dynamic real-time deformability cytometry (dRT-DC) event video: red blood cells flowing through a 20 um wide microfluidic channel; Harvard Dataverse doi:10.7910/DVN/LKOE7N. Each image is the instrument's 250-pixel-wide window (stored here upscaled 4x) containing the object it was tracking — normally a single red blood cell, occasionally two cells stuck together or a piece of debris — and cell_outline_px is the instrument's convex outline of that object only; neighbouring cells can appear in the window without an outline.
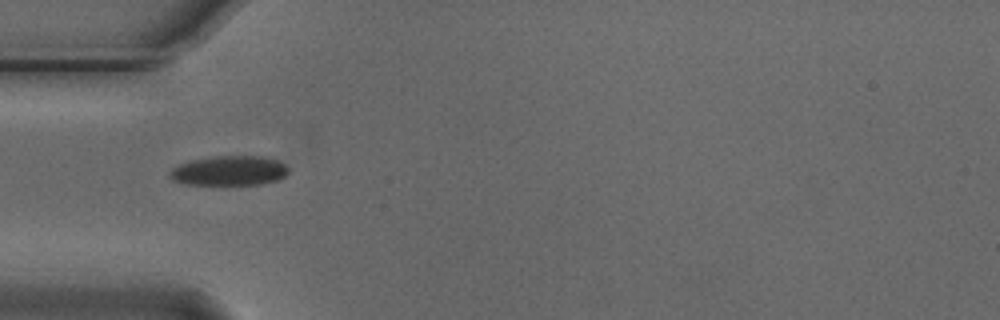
{"species": "Egyptian fruit bat (a non-hibernating species)", "species_latin": "Rousettus aegyptiacus", "temperature_condition": "cold", "stored_images_in_passage": 3, "camera_frame_rate_fps": 3000, "um_per_image_px": 0.085, "animal": {"sex": "male"}, "frame": {"image": 1, "passage_image": 1, "time_ms": 0.0, "image_size_px": [1000, 320], "cell_outline_px": [[288, 172], [280, 180], [260, 184], [184, 184], [172, 180], [168, 176], [168, 172], [172, 168], [180, 164], [192, 160], [212, 156], [264, 156], [276, 160], [284, 164], [288, 168]], "centroid_in_image_um": [19.47, 14.51], "position_along_channel_um": 65.5, "area_um2": 20.58}}
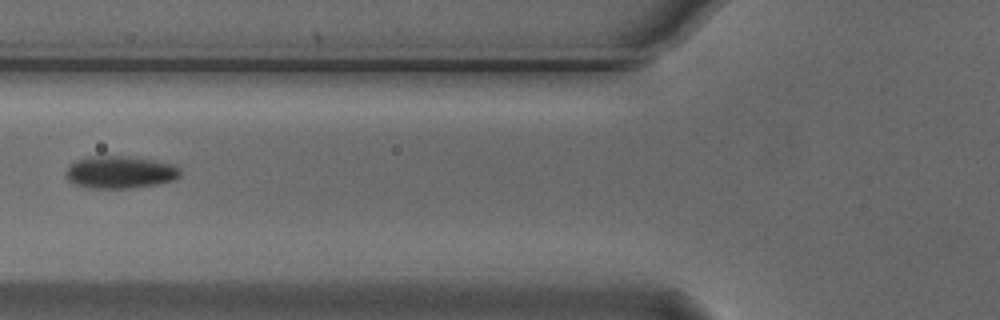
{"frame": {"image": 2, "passage_image": 2, "time_ms": 0.333, "image_size_px": [1000, 320], "cell_outline_px": [[180, 176], [176, 180], [156, 184], [128, 188], [88, 188], [72, 184], [64, 176], [64, 172], [68, 164], [76, 160], [88, 156], [128, 156], [176, 164], [180, 168]], "centroid_in_image_um": [10.16, 14.63], "position_along_channel_um": 115.6, "area_um2": 22.02}}
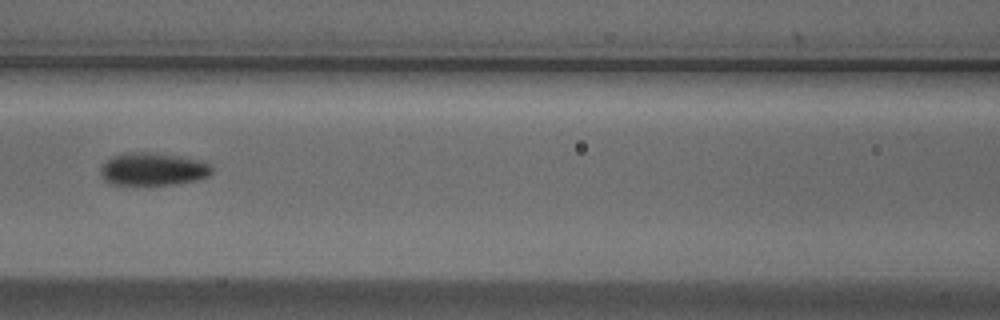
{"frame": {"image": 3, "passage_image": 3, "time_ms": 0.667, "image_size_px": [1000, 320], "cell_outline_px": [[212, 172], [208, 176], [196, 180], [176, 184], [108, 184], [100, 176], [100, 168], [112, 156], [120, 152], [148, 152], [204, 160], [212, 168]], "centroid_in_image_um": [12.97, 14.37], "position_along_channel_um": 153.6, "area_um2": 21.27}}